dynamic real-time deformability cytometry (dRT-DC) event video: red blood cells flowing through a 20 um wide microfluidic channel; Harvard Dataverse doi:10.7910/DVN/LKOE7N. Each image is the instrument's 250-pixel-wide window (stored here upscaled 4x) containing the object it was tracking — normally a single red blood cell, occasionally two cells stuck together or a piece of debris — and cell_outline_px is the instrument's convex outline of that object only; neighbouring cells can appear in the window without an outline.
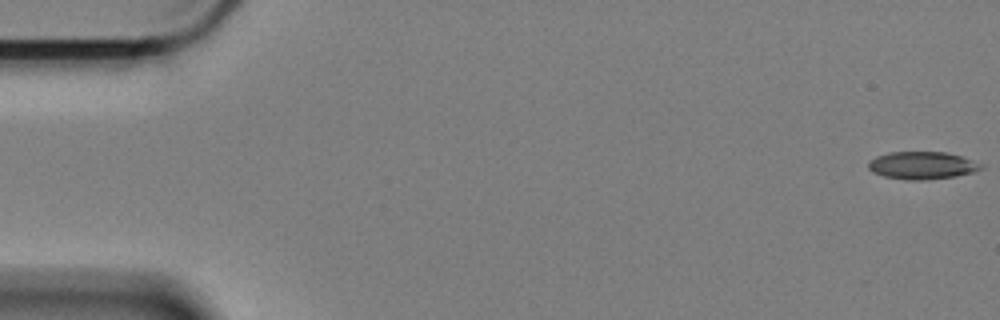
{"species": "Egyptian fruit bat (a non-hibernating species)", "species_latin": "Rousettus aegyptiacus", "temperature_condition": "cold", "stored_images_in_passage": 16, "camera_frame_rate_fps": 3000, "um_per_image_px": 0.085, "animal": {"sex": "female"}, "frame": {"image": 1, "passage_image": 1, "time_ms": 0.0, "image_size_px": [1000, 320], "cell_outline_px": [[984, 168], [972, 172], [956, 176], [928, 180], [908, 180], [884, 176], [872, 172], [868, 168], [868, 160], [876, 156], [888, 152], [944, 152], [960, 156], [984, 164]], "centroid_in_image_um": [78.37, 14.06], "position_along_channel_um": 6.6, "area_um2": 18.21}}
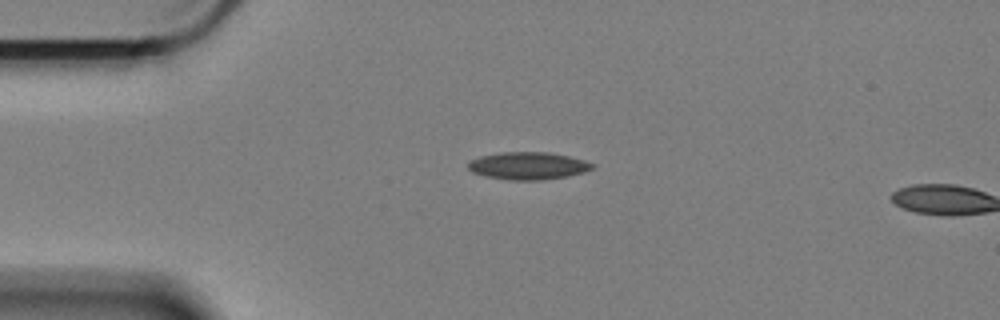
{"frame": {"image": 2, "passage_image": 14, "time_ms": 4.333, "image_size_px": [1000, 320], "cell_outline_px": [[596, 168], [584, 172], [568, 176], [540, 180], [508, 180], [484, 176], [472, 172], [468, 168], [468, 164], [472, 160], [480, 156], [500, 152], [548, 152], [568, 156], [584, 160], [596, 164]], "centroid_in_image_um": [44.91, 14.09], "position_along_channel_um": 40.1, "area_um2": 20.0}}